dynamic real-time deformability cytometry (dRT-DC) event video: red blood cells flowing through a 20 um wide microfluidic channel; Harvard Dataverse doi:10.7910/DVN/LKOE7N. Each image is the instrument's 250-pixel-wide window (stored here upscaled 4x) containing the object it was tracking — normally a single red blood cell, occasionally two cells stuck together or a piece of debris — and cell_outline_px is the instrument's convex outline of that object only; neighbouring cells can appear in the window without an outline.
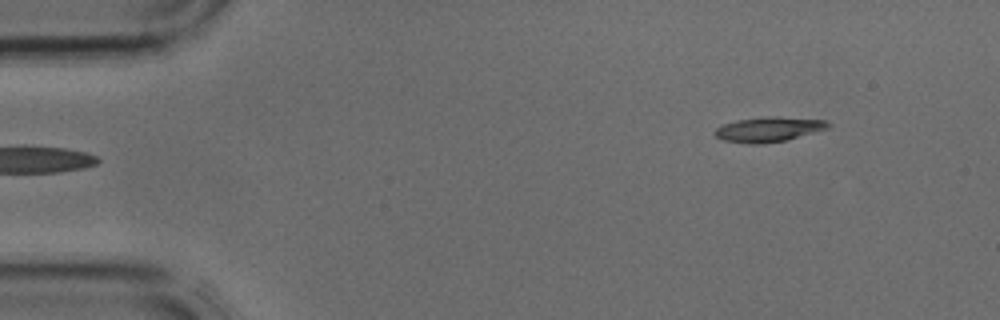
{"species": "common noctule bat (a hibernating species)", "species_latin": "Nyctalus noctula", "temperature_condition": "cold", "stored_images_in_passage": 4, "camera_frame_rate_fps": 3000, "um_per_image_px": 0.085, "animal": {"sex": "male", "body_mass_g": 17.9, "forearm_length_mm": 54.2}, "frame": {"image": 1, "passage_image": 4, "time_ms": 1.0, "image_size_px": [1000, 320], "cell_outline_px": [[832, 128], [788, 140], [764, 144], [748, 144], [724, 140], [716, 136], [712, 132], [716, 128], [724, 124], [736, 120], [768, 116], [776, 116], [828, 120], [832, 124]], "centroid_in_image_um": [65.42, 10.99], "position_along_channel_um": 19.6, "area_um2": 16.88}}